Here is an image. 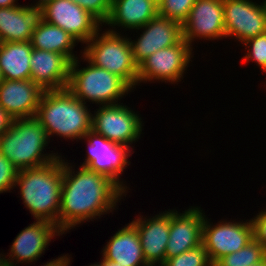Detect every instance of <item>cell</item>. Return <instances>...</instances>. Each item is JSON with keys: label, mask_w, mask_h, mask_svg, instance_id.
I'll return each mask as SVG.
<instances>
[{"label": "cell", "mask_w": 266, "mask_h": 266, "mask_svg": "<svg viewBox=\"0 0 266 266\" xmlns=\"http://www.w3.org/2000/svg\"><path fill=\"white\" fill-rule=\"evenodd\" d=\"M63 159L58 229L66 234L75 226L114 211L125 192L111 178L87 167L78 171ZM77 174H75V173Z\"/></svg>", "instance_id": "obj_1"}, {"label": "cell", "mask_w": 266, "mask_h": 266, "mask_svg": "<svg viewBox=\"0 0 266 266\" xmlns=\"http://www.w3.org/2000/svg\"><path fill=\"white\" fill-rule=\"evenodd\" d=\"M62 177L61 156L46 165L18 172L15 187L20 188L24 206L29 209L34 220L48 221L58 228Z\"/></svg>", "instance_id": "obj_2"}, {"label": "cell", "mask_w": 266, "mask_h": 266, "mask_svg": "<svg viewBox=\"0 0 266 266\" xmlns=\"http://www.w3.org/2000/svg\"><path fill=\"white\" fill-rule=\"evenodd\" d=\"M35 118L51 135L68 139H84L92 129V113L86 103L75 97L67 88L44 91Z\"/></svg>", "instance_id": "obj_3"}, {"label": "cell", "mask_w": 266, "mask_h": 266, "mask_svg": "<svg viewBox=\"0 0 266 266\" xmlns=\"http://www.w3.org/2000/svg\"><path fill=\"white\" fill-rule=\"evenodd\" d=\"M50 140L35 117L14 119L12 126L0 136L2 153L20 171L51 163L61 155L44 153ZM45 147V148H44Z\"/></svg>", "instance_id": "obj_4"}, {"label": "cell", "mask_w": 266, "mask_h": 266, "mask_svg": "<svg viewBox=\"0 0 266 266\" xmlns=\"http://www.w3.org/2000/svg\"><path fill=\"white\" fill-rule=\"evenodd\" d=\"M100 31L86 43L81 55L94 66L119 76L133 89L138 85V65L130 39L117 31Z\"/></svg>", "instance_id": "obj_5"}, {"label": "cell", "mask_w": 266, "mask_h": 266, "mask_svg": "<svg viewBox=\"0 0 266 266\" xmlns=\"http://www.w3.org/2000/svg\"><path fill=\"white\" fill-rule=\"evenodd\" d=\"M81 57L89 65L79 68V58L72 61L66 88L83 103L95 102L100 106L117 104L118 100L133 90L119 76L94 66L83 55Z\"/></svg>", "instance_id": "obj_6"}, {"label": "cell", "mask_w": 266, "mask_h": 266, "mask_svg": "<svg viewBox=\"0 0 266 266\" xmlns=\"http://www.w3.org/2000/svg\"><path fill=\"white\" fill-rule=\"evenodd\" d=\"M122 104L99 105V109L92 114L91 130L115 144L131 148L130 145L138 141L142 134V119Z\"/></svg>", "instance_id": "obj_7"}, {"label": "cell", "mask_w": 266, "mask_h": 266, "mask_svg": "<svg viewBox=\"0 0 266 266\" xmlns=\"http://www.w3.org/2000/svg\"><path fill=\"white\" fill-rule=\"evenodd\" d=\"M192 51L183 38L176 45L156 51L138 66V83L156 80L176 84L188 68Z\"/></svg>", "instance_id": "obj_8"}, {"label": "cell", "mask_w": 266, "mask_h": 266, "mask_svg": "<svg viewBox=\"0 0 266 266\" xmlns=\"http://www.w3.org/2000/svg\"><path fill=\"white\" fill-rule=\"evenodd\" d=\"M84 140L88 142L87 154H85L87 156L80 166L106 175L126 192L128 187L119 178L127 165L131 164L128 157L134 149L115 144L93 130L85 134Z\"/></svg>", "instance_id": "obj_9"}, {"label": "cell", "mask_w": 266, "mask_h": 266, "mask_svg": "<svg viewBox=\"0 0 266 266\" xmlns=\"http://www.w3.org/2000/svg\"><path fill=\"white\" fill-rule=\"evenodd\" d=\"M205 216L202 244L213 265L223 256L237 252L254 239L251 220L244 222L222 220L213 225Z\"/></svg>", "instance_id": "obj_10"}, {"label": "cell", "mask_w": 266, "mask_h": 266, "mask_svg": "<svg viewBox=\"0 0 266 266\" xmlns=\"http://www.w3.org/2000/svg\"><path fill=\"white\" fill-rule=\"evenodd\" d=\"M44 21L62 28L78 43L86 44L99 30L102 23L91 13L71 0H51L43 8Z\"/></svg>", "instance_id": "obj_11"}, {"label": "cell", "mask_w": 266, "mask_h": 266, "mask_svg": "<svg viewBox=\"0 0 266 266\" xmlns=\"http://www.w3.org/2000/svg\"><path fill=\"white\" fill-rule=\"evenodd\" d=\"M259 5L251 0H223L226 38L240 43L266 33V0Z\"/></svg>", "instance_id": "obj_12"}, {"label": "cell", "mask_w": 266, "mask_h": 266, "mask_svg": "<svg viewBox=\"0 0 266 266\" xmlns=\"http://www.w3.org/2000/svg\"><path fill=\"white\" fill-rule=\"evenodd\" d=\"M60 234L63 235L51 222L34 221L15 237L10 252L7 253L9 258L0 254V266H16L17 262L18 264L19 262L31 264V262L37 261L47 249L51 239Z\"/></svg>", "instance_id": "obj_13"}, {"label": "cell", "mask_w": 266, "mask_h": 266, "mask_svg": "<svg viewBox=\"0 0 266 266\" xmlns=\"http://www.w3.org/2000/svg\"><path fill=\"white\" fill-rule=\"evenodd\" d=\"M223 0H196L182 24L183 39L192 47L194 39L226 38Z\"/></svg>", "instance_id": "obj_14"}, {"label": "cell", "mask_w": 266, "mask_h": 266, "mask_svg": "<svg viewBox=\"0 0 266 266\" xmlns=\"http://www.w3.org/2000/svg\"><path fill=\"white\" fill-rule=\"evenodd\" d=\"M204 212L199 207H190L178 213L169 211V240L165 259L175 257L202 244Z\"/></svg>", "instance_id": "obj_15"}, {"label": "cell", "mask_w": 266, "mask_h": 266, "mask_svg": "<svg viewBox=\"0 0 266 266\" xmlns=\"http://www.w3.org/2000/svg\"><path fill=\"white\" fill-rule=\"evenodd\" d=\"M140 29L143 31L136 41L130 38L134 61L138 66L156 51L176 45L183 38L179 22L159 15L137 28Z\"/></svg>", "instance_id": "obj_16"}, {"label": "cell", "mask_w": 266, "mask_h": 266, "mask_svg": "<svg viewBox=\"0 0 266 266\" xmlns=\"http://www.w3.org/2000/svg\"><path fill=\"white\" fill-rule=\"evenodd\" d=\"M29 64L30 79L43 91L67 87L71 61L65 55L33 48Z\"/></svg>", "instance_id": "obj_17"}, {"label": "cell", "mask_w": 266, "mask_h": 266, "mask_svg": "<svg viewBox=\"0 0 266 266\" xmlns=\"http://www.w3.org/2000/svg\"><path fill=\"white\" fill-rule=\"evenodd\" d=\"M43 92L31 79H4L0 84V107L14 119L35 117Z\"/></svg>", "instance_id": "obj_18"}, {"label": "cell", "mask_w": 266, "mask_h": 266, "mask_svg": "<svg viewBox=\"0 0 266 266\" xmlns=\"http://www.w3.org/2000/svg\"><path fill=\"white\" fill-rule=\"evenodd\" d=\"M131 223L139 234L146 263L149 266H161L165 261L169 240V210L149 219L137 217Z\"/></svg>", "instance_id": "obj_19"}, {"label": "cell", "mask_w": 266, "mask_h": 266, "mask_svg": "<svg viewBox=\"0 0 266 266\" xmlns=\"http://www.w3.org/2000/svg\"><path fill=\"white\" fill-rule=\"evenodd\" d=\"M43 20V8L40 6L31 4L0 8L1 42L30 41L33 31Z\"/></svg>", "instance_id": "obj_20"}, {"label": "cell", "mask_w": 266, "mask_h": 266, "mask_svg": "<svg viewBox=\"0 0 266 266\" xmlns=\"http://www.w3.org/2000/svg\"><path fill=\"white\" fill-rule=\"evenodd\" d=\"M103 257L121 266H149L136 227L129 223L119 229L102 249Z\"/></svg>", "instance_id": "obj_21"}, {"label": "cell", "mask_w": 266, "mask_h": 266, "mask_svg": "<svg viewBox=\"0 0 266 266\" xmlns=\"http://www.w3.org/2000/svg\"><path fill=\"white\" fill-rule=\"evenodd\" d=\"M158 15V5L153 0H112L111 13L104 24L111 26L107 29L111 32L115 26L136 30Z\"/></svg>", "instance_id": "obj_22"}, {"label": "cell", "mask_w": 266, "mask_h": 266, "mask_svg": "<svg viewBox=\"0 0 266 266\" xmlns=\"http://www.w3.org/2000/svg\"><path fill=\"white\" fill-rule=\"evenodd\" d=\"M33 47L30 41L2 42L0 46V69L4 79H30V59Z\"/></svg>", "instance_id": "obj_23"}, {"label": "cell", "mask_w": 266, "mask_h": 266, "mask_svg": "<svg viewBox=\"0 0 266 266\" xmlns=\"http://www.w3.org/2000/svg\"><path fill=\"white\" fill-rule=\"evenodd\" d=\"M30 42L34 49L63 54L71 62L78 58L77 54L73 53V48L78 41L62 28L44 20L33 31Z\"/></svg>", "instance_id": "obj_24"}, {"label": "cell", "mask_w": 266, "mask_h": 266, "mask_svg": "<svg viewBox=\"0 0 266 266\" xmlns=\"http://www.w3.org/2000/svg\"><path fill=\"white\" fill-rule=\"evenodd\" d=\"M266 258V249L255 239L237 252L227 254L213 266H252Z\"/></svg>", "instance_id": "obj_25"}, {"label": "cell", "mask_w": 266, "mask_h": 266, "mask_svg": "<svg viewBox=\"0 0 266 266\" xmlns=\"http://www.w3.org/2000/svg\"><path fill=\"white\" fill-rule=\"evenodd\" d=\"M195 1L162 0L158 5V14L161 17L179 22L182 25L187 20Z\"/></svg>", "instance_id": "obj_26"}, {"label": "cell", "mask_w": 266, "mask_h": 266, "mask_svg": "<svg viewBox=\"0 0 266 266\" xmlns=\"http://www.w3.org/2000/svg\"><path fill=\"white\" fill-rule=\"evenodd\" d=\"M161 266H213L203 244L175 257L165 259Z\"/></svg>", "instance_id": "obj_27"}, {"label": "cell", "mask_w": 266, "mask_h": 266, "mask_svg": "<svg viewBox=\"0 0 266 266\" xmlns=\"http://www.w3.org/2000/svg\"><path fill=\"white\" fill-rule=\"evenodd\" d=\"M246 48L249 47L242 62H256L262 71L266 73V33L250 38L243 43Z\"/></svg>", "instance_id": "obj_28"}, {"label": "cell", "mask_w": 266, "mask_h": 266, "mask_svg": "<svg viewBox=\"0 0 266 266\" xmlns=\"http://www.w3.org/2000/svg\"><path fill=\"white\" fill-rule=\"evenodd\" d=\"M91 13L103 25L108 20L111 13L112 0H71Z\"/></svg>", "instance_id": "obj_29"}, {"label": "cell", "mask_w": 266, "mask_h": 266, "mask_svg": "<svg viewBox=\"0 0 266 266\" xmlns=\"http://www.w3.org/2000/svg\"><path fill=\"white\" fill-rule=\"evenodd\" d=\"M19 170L0 153V193L13 190Z\"/></svg>", "instance_id": "obj_30"}, {"label": "cell", "mask_w": 266, "mask_h": 266, "mask_svg": "<svg viewBox=\"0 0 266 266\" xmlns=\"http://www.w3.org/2000/svg\"><path fill=\"white\" fill-rule=\"evenodd\" d=\"M253 236L266 249V209L261 210L257 216L251 219Z\"/></svg>", "instance_id": "obj_31"}, {"label": "cell", "mask_w": 266, "mask_h": 266, "mask_svg": "<svg viewBox=\"0 0 266 266\" xmlns=\"http://www.w3.org/2000/svg\"><path fill=\"white\" fill-rule=\"evenodd\" d=\"M13 120L14 118L0 107V136L12 126Z\"/></svg>", "instance_id": "obj_32"}, {"label": "cell", "mask_w": 266, "mask_h": 266, "mask_svg": "<svg viewBox=\"0 0 266 266\" xmlns=\"http://www.w3.org/2000/svg\"><path fill=\"white\" fill-rule=\"evenodd\" d=\"M70 256L63 255L61 257H58L57 259H53L50 262L44 263V265L41 266H69L70 265Z\"/></svg>", "instance_id": "obj_33"}, {"label": "cell", "mask_w": 266, "mask_h": 266, "mask_svg": "<svg viewBox=\"0 0 266 266\" xmlns=\"http://www.w3.org/2000/svg\"><path fill=\"white\" fill-rule=\"evenodd\" d=\"M17 0H0V8H8V7H14V6H18V4H16Z\"/></svg>", "instance_id": "obj_34"}, {"label": "cell", "mask_w": 266, "mask_h": 266, "mask_svg": "<svg viewBox=\"0 0 266 266\" xmlns=\"http://www.w3.org/2000/svg\"><path fill=\"white\" fill-rule=\"evenodd\" d=\"M101 262L103 263V266H121L119 263H116L112 260H107L103 256Z\"/></svg>", "instance_id": "obj_35"}, {"label": "cell", "mask_w": 266, "mask_h": 266, "mask_svg": "<svg viewBox=\"0 0 266 266\" xmlns=\"http://www.w3.org/2000/svg\"><path fill=\"white\" fill-rule=\"evenodd\" d=\"M51 0H39V1H36V4L34 3L33 5L34 6H40L42 8H44L47 4L50 3Z\"/></svg>", "instance_id": "obj_36"}, {"label": "cell", "mask_w": 266, "mask_h": 266, "mask_svg": "<svg viewBox=\"0 0 266 266\" xmlns=\"http://www.w3.org/2000/svg\"><path fill=\"white\" fill-rule=\"evenodd\" d=\"M252 266H266V258L262 262L252 265Z\"/></svg>", "instance_id": "obj_37"}, {"label": "cell", "mask_w": 266, "mask_h": 266, "mask_svg": "<svg viewBox=\"0 0 266 266\" xmlns=\"http://www.w3.org/2000/svg\"><path fill=\"white\" fill-rule=\"evenodd\" d=\"M89 266H103V263L102 262H98V263H94V264H91Z\"/></svg>", "instance_id": "obj_38"}, {"label": "cell", "mask_w": 266, "mask_h": 266, "mask_svg": "<svg viewBox=\"0 0 266 266\" xmlns=\"http://www.w3.org/2000/svg\"><path fill=\"white\" fill-rule=\"evenodd\" d=\"M4 80L3 76H2V73H1V69H0V84L1 82Z\"/></svg>", "instance_id": "obj_39"}, {"label": "cell", "mask_w": 266, "mask_h": 266, "mask_svg": "<svg viewBox=\"0 0 266 266\" xmlns=\"http://www.w3.org/2000/svg\"><path fill=\"white\" fill-rule=\"evenodd\" d=\"M157 5H159V3L162 1V0H153Z\"/></svg>", "instance_id": "obj_40"}]
</instances>
